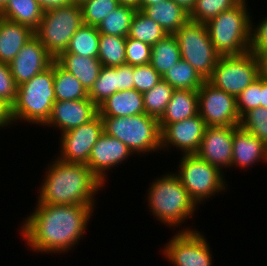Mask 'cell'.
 <instances>
[{"label":"cell","instance_id":"cell-24","mask_svg":"<svg viewBox=\"0 0 267 266\" xmlns=\"http://www.w3.org/2000/svg\"><path fill=\"white\" fill-rule=\"evenodd\" d=\"M141 12L158 23L167 34H175L189 20V13L173 0L144 7Z\"/></svg>","mask_w":267,"mask_h":266},{"label":"cell","instance_id":"cell-12","mask_svg":"<svg viewBox=\"0 0 267 266\" xmlns=\"http://www.w3.org/2000/svg\"><path fill=\"white\" fill-rule=\"evenodd\" d=\"M199 115L206 126L234 127L240 124L236 97L214 87L207 80L198 89Z\"/></svg>","mask_w":267,"mask_h":266},{"label":"cell","instance_id":"cell-8","mask_svg":"<svg viewBox=\"0 0 267 266\" xmlns=\"http://www.w3.org/2000/svg\"><path fill=\"white\" fill-rule=\"evenodd\" d=\"M83 24L81 7L73 3L45 11L34 36L56 58L68 48L72 36Z\"/></svg>","mask_w":267,"mask_h":266},{"label":"cell","instance_id":"cell-20","mask_svg":"<svg viewBox=\"0 0 267 266\" xmlns=\"http://www.w3.org/2000/svg\"><path fill=\"white\" fill-rule=\"evenodd\" d=\"M101 117H127L144 114L143 93L136 89L117 91L98 106Z\"/></svg>","mask_w":267,"mask_h":266},{"label":"cell","instance_id":"cell-28","mask_svg":"<svg viewBox=\"0 0 267 266\" xmlns=\"http://www.w3.org/2000/svg\"><path fill=\"white\" fill-rule=\"evenodd\" d=\"M162 80L167 82L174 89L196 90L206 81L188 62L181 59L169 69Z\"/></svg>","mask_w":267,"mask_h":266},{"label":"cell","instance_id":"cell-40","mask_svg":"<svg viewBox=\"0 0 267 266\" xmlns=\"http://www.w3.org/2000/svg\"><path fill=\"white\" fill-rule=\"evenodd\" d=\"M134 89L144 93L162 81V76L150 64L133 66Z\"/></svg>","mask_w":267,"mask_h":266},{"label":"cell","instance_id":"cell-21","mask_svg":"<svg viewBox=\"0 0 267 266\" xmlns=\"http://www.w3.org/2000/svg\"><path fill=\"white\" fill-rule=\"evenodd\" d=\"M33 36L30 27L3 18L0 21V62L10 64Z\"/></svg>","mask_w":267,"mask_h":266},{"label":"cell","instance_id":"cell-50","mask_svg":"<svg viewBox=\"0 0 267 266\" xmlns=\"http://www.w3.org/2000/svg\"><path fill=\"white\" fill-rule=\"evenodd\" d=\"M121 5H129L139 10V0H117Z\"/></svg>","mask_w":267,"mask_h":266},{"label":"cell","instance_id":"cell-47","mask_svg":"<svg viewBox=\"0 0 267 266\" xmlns=\"http://www.w3.org/2000/svg\"><path fill=\"white\" fill-rule=\"evenodd\" d=\"M260 106L267 108V80L261 77V97Z\"/></svg>","mask_w":267,"mask_h":266},{"label":"cell","instance_id":"cell-1","mask_svg":"<svg viewBox=\"0 0 267 266\" xmlns=\"http://www.w3.org/2000/svg\"><path fill=\"white\" fill-rule=\"evenodd\" d=\"M95 209L98 208L87 205L35 204L20 221L17 231L30 252L53 257L65 255L74 247L77 249L86 237Z\"/></svg>","mask_w":267,"mask_h":266},{"label":"cell","instance_id":"cell-18","mask_svg":"<svg viewBox=\"0 0 267 266\" xmlns=\"http://www.w3.org/2000/svg\"><path fill=\"white\" fill-rule=\"evenodd\" d=\"M54 60L55 58L33 36L9 65L14 81L20 86L50 67Z\"/></svg>","mask_w":267,"mask_h":266},{"label":"cell","instance_id":"cell-16","mask_svg":"<svg viewBox=\"0 0 267 266\" xmlns=\"http://www.w3.org/2000/svg\"><path fill=\"white\" fill-rule=\"evenodd\" d=\"M233 134L234 127L207 126L196 155L227 175L226 169H231Z\"/></svg>","mask_w":267,"mask_h":266},{"label":"cell","instance_id":"cell-5","mask_svg":"<svg viewBox=\"0 0 267 266\" xmlns=\"http://www.w3.org/2000/svg\"><path fill=\"white\" fill-rule=\"evenodd\" d=\"M249 0H241L205 23L217 54L237 56L250 51L251 8Z\"/></svg>","mask_w":267,"mask_h":266},{"label":"cell","instance_id":"cell-43","mask_svg":"<svg viewBox=\"0 0 267 266\" xmlns=\"http://www.w3.org/2000/svg\"><path fill=\"white\" fill-rule=\"evenodd\" d=\"M118 91L134 89L133 66L123 64L117 66Z\"/></svg>","mask_w":267,"mask_h":266},{"label":"cell","instance_id":"cell-53","mask_svg":"<svg viewBox=\"0 0 267 266\" xmlns=\"http://www.w3.org/2000/svg\"><path fill=\"white\" fill-rule=\"evenodd\" d=\"M3 19L2 10L0 9V21Z\"/></svg>","mask_w":267,"mask_h":266},{"label":"cell","instance_id":"cell-6","mask_svg":"<svg viewBox=\"0 0 267 266\" xmlns=\"http://www.w3.org/2000/svg\"><path fill=\"white\" fill-rule=\"evenodd\" d=\"M103 131L123 142L136 157L161 151V130L157 118L144 114L101 117ZM140 155V156H139Z\"/></svg>","mask_w":267,"mask_h":266},{"label":"cell","instance_id":"cell-23","mask_svg":"<svg viewBox=\"0 0 267 266\" xmlns=\"http://www.w3.org/2000/svg\"><path fill=\"white\" fill-rule=\"evenodd\" d=\"M55 61L66 71L73 74L87 92L99 76L102 64L98 58L79 56L74 53H60Z\"/></svg>","mask_w":267,"mask_h":266},{"label":"cell","instance_id":"cell-45","mask_svg":"<svg viewBox=\"0 0 267 266\" xmlns=\"http://www.w3.org/2000/svg\"><path fill=\"white\" fill-rule=\"evenodd\" d=\"M37 2L44 12L51 9L66 7L74 3L73 0H37Z\"/></svg>","mask_w":267,"mask_h":266},{"label":"cell","instance_id":"cell-52","mask_svg":"<svg viewBox=\"0 0 267 266\" xmlns=\"http://www.w3.org/2000/svg\"><path fill=\"white\" fill-rule=\"evenodd\" d=\"M75 4L80 5L86 0H73Z\"/></svg>","mask_w":267,"mask_h":266},{"label":"cell","instance_id":"cell-32","mask_svg":"<svg viewBox=\"0 0 267 266\" xmlns=\"http://www.w3.org/2000/svg\"><path fill=\"white\" fill-rule=\"evenodd\" d=\"M166 35V31L158 23L148 18L140 10H137L133 17L128 37L152 46Z\"/></svg>","mask_w":267,"mask_h":266},{"label":"cell","instance_id":"cell-48","mask_svg":"<svg viewBox=\"0 0 267 266\" xmlns=\"http://www.w3.org/2000/svg\"><path fill=\"white\" fill-rule=\"evenodd\" d=\"M176 4L181 6L188 13L193 9L196 0H173Z\"/></svg>","mask_w":267,"mask_h":266},{"label":"cell","instance_id":"cell-22","mask_svg":"<svg viewBox=\"0 0 267 266\" xmlns=\"http://www.w3.org/2000/svg\"><path fill=\"white\" fill-rule=\"evenodd\" d=\"M198 113V91L175 89L164 114L158 120L160 130L162 131L168 124L183 121Z\"/></svg>","mask_w":267,"mask_h":266},{"label":"cell","instance_id":"cell-10","mask_svg":"<svg viewBox=\"0 0 267 266\" xmlns=\"http://www.w3.org/2000/svg\"><path fill=\"white\" fill-rule=\"evenodd\" d=\"M260 76L258 57L250 51L237 56L219 57L207 79L214 87L238 97Z\"/></svg>","mask_w":267,"mask_h":266},{"label":"cell","instance_id":"cell-37","mask_svg":"<svg viewBox=\"0 0 267 266\" xmlns=\"http://www.w3.org/2000/svg\"><path fill=\"white\" fill-rule=\"evenodd\" d=\"M239 126L267 145V108L260 106L247 111L241 117Z\"/></svg>","mask_w":267,"mask_h":266},{"label":"cell","instance_id":"cell-13","mask_svg":"<svg viewBox=\"0 0 267 266\" xmlns=\"http://www.w3.org/2000/svg\"><path fill=\"white\" fill-rule=\"evenodd\" d=\"M103 132V122L98 114L89 122L60 134V147L55 156L62 161L87 165L92 147Z\"/></svg>","mask_w":267,"mask_h":266},{"label":"cell","instance_id":"cell-34","mask_svg":"<svg viewBox=\"0 0 267 266\" xmlns=\"http://www.w3.org/2000/svg\"><path fill=\"white\" fill-rule=\"evenodd\" d=\"M118 91V75L116 67L102 66L97 80L88 92V98L97 106Z\"/></svg>","mask_w":267,"mask_h":266},{"label":"cell","instance_id":"cell-30","mask_svg":"<svg viewBox=\"0 0 267 266\" xmlns=\"http://www.w3.org/2000/svg\"><path fill=\"white\" fill-rule=\"evenodd\" d=\"M99 38L97 27L83 24L72 36L68 48L62 53L98 58Z\"/></svg>","mask_w":267,"mask_h":266},{"label":"cell","instance_id":"cell-15","mask_svg":"<svg viewBox=\"0 0 267 266\" xmlns=\"http://www.w3.org/2000/svg\"><path fill=\"white\" fill-rule=\"evenodd\" d=\"M206 127L199 113L183 121L168 124L161 131V153L175 150L181 152L179 155L196 154Z\"/></svg>","mask_w":267,"mask_h":266},{"label":"cell","instance_id":"cell-33","mask_svg":"<svg viewBox=\"0 0 267 266\" xmlns=\"http://www.w3.org/2000/svg\"><path fill=\"white\" fill-rule=\"evenodd\" d=\"M175 89L165 81H160L151 90L143 93L145 113L158 120L164 114Z\"/></svg>","mask_w":267,"mask_h":266},{"label":"cell","instance_id":"cell-26","mask_svg":"<svg viewBox=\"0 0 267 266\" xmlns=\"http://www.w3.org/2000/svg\"><path fill=\"white\" fill-rule=\"evenodd\" d=\"M43 14L37 0H8L2 10L3 18L26 25L33 31L38 27Z\"/></svg>","mask_w":267,"mask_h":266},{"label":"cell","instance_id":"cell-49","mask_svg":"<svg viewBox=\"0 0 267 266\" xmlns=\"http://www.w3.org/2000/svg\"><path fill=\"white\" fill-rule=\"evenodd\" d=\"M161 1L164 0H139V10L141 11L144 7L160 3Z\"/></svg>","mask_w":267,"mask_h":266},{"label":"cell","instance_id":"cell-27","mask_svg":"<svg viewBox=\"0 0 267 266\" xmlns=\"http://www.w3.org/2000/svg\"><path fill=\"white\" fill-rule=\"evenodd\" d=\"M55 101H70L88 98V92L70 72L53 61Z\"/></svg>","mask_w":267,"mask_h":266},{"label":"cell","instance_id":"cell-39","mask_svg":"<svg viewBox=\"0 0 267 266\" xmlns=\"http://www.w3.org/2000/svg\"><path fill=\"white\" fill-rule=\"evenodd\" d=\"M261 76L244 89L236 98L237 110L242 117L247 111L260 107Z\"/></svg>","mask_w":267,"mask_h":266},{"label":"cell","instance_id":"cell-36","mask_svg":"<svg viewBox=\"0 0 267 266\" xmlns=\"http://www.w3.org/2000/svg\"><path fill=\"white\" fill-rule=\"evenodd\" d=\"M119 5L117 0H86L80 4L83 23L97 27Z\"/></svg>","mask_w":267,"mask_h":266},{"label":"cell","instance_id":"cell-51","mask_svg":"<svg viewBox=\"0 0 267 266\" xmlns=\"http://www.w3.org/2000/svg\"><path fill=\"white\" fill-rule=\"evenodd\" d=\"M8 0H0V9L3 10L5 5L7 4Z\"/></svg>","mask_w":267,"mask_h":266},{"label":"cell","instance_id":"cell-46","mask_svg":"<svg viewBox=\"0 0 267 266\" xmlns=\"http://www.w3.org/2000/svg\"><path fill=\"white\" fill-rule=\"evenodd\" d=\"M260 76L267 80V50H263L258 56Z\"/></svg>","mask_w":267,"mask_h":266},{"label":"cell","instance_id":"cell-7","mask_svg":"<svg viewBox=\"0 0 267 266\" xmlns=\"http://www.w3.org/2000/svg\"><path fill=\"white\" fill-rule=\"evenodd\" d=\"M173 172L179 177L190 198L200 208L219 194L228 192L225 173L199 158L196 154L180 155Z\"/></svg>","mask_w":267,"mask_h":266},{"label":"cell","instance_id":"cell-38","mask_svg":"<svg viewBox=\"0 0 267 266\" xmlns=\"http://www.w3.org/2000/svg\"><path fill=\"white\" fill-rule=\"evenodd\" d=\"M151 46L137 39L126 37V64L140 66L150 63Z\"/></svg>","mask_w":267,"mask_h":266},{"label":"cell","instance_id":"cell-4","mask_svg":"<svg viewBox=\"0 0 267 266\" xmlns=\"http://www.w3.org/2000/svg\"><path fill=\"white\" fill-rule=\"evenodd\" d=\"M55 102L53 62L43 72L18 86L10 108L13 125L30 124L42 127L50 117ZM20 123V124H19Z\"/></svg>","mask_w":267,"mask_h":266},{"label":"cell","instance_id":"cell-35","mask_svg":"<svg viewBox=\"0 0 267 266\" xmlns=\"http://www.w3.org/2000/svg\"><path fill=\"white\" fill-rule=\"evenodd\" d=\"M241 0H196L189 13V20L198 23H207L221 12L236 6Z\"/></svg>","mask_w":267,"mask_h":266},{"label":"cell","instance_id":"cell-14","mask_svg":"<svg viewBox=\"0 0 267 266\" xmlns=\"http://www.w3.org/2000/svg\"><path fill=\"white\" fill-rule=\"evenodd\" d=\"M132 156L136 157L123 142L103 132L92 147L87 167L106 187L113 170L122 163L124 165Z\"/></svg>","mask_w":267,"mask_h":266},{"label":"cell","instance_id":"cell-17","mask_svg":"<svg viewBox=\"0 0 267 266\" xmlns=\"http://www.w3.org/2000/svg\"><path fill=\"white\" fill-rule=\"evenodd\" d=\"M99 114L98 106L89 98L55 101L49 119L43 125L45 129H53L58 134L67 132L73 128L89 122ZM45 126V127H44Z\"/></svg>","mask_w":267,"mask_h":266},{"label":"cell","instance_id":"cell-25","mask_svg":"<svg viewBox=\"0 0 267 266\" xmlns=\"http://www.w3.org/2000/svg\"><path fill=\"white\" fill-rule=\"evenodd\" d=\"M181 60V52L174 34H167L164 38L151 46L150 65L163 76L169 69Z\"/></svg>","mask_w":267,"mask_h":266},{"label":"cell","instance_id":"cell-44","mask_svg":"<svg viewBox=\"0 0 267 266\" xmlns=\"http://www.w3.org/2000/svg\"><path fill=\"white\" fill-rule=\"evenodd\" d=\"M11 125L10 107L0 99V130L9 129Z\"/></svg>","mask_w":267,"mask_h":266},{"label":"cell","instance_id":"cell-9","mask_svg":"<svg viewBox=\"0 0 267 266\" xmlns=\"http://www.w3.org/2000/svg\"><path fill=\"white\" fill-rule=\"evenodd\" d=\"M174 35L178 41L181 59L207 80L220 56L210 40L206 25L188 20Z\"/></svg>","mask_w":267,"mask_h":266},{"label":"cell","instance_id":"cell-11","mask_svg":"<svg viewBox=\"0 0 267 266\" xmlns=\"http://www.w3.org/2000/svg\"><path fill=\"white\" fill-rule=\"evenodd\" d=\"M204 231H179L160 250L173 266H213V252Z\"/></svg>","mask_w":267,"mask_h":266},{"label":"cell","instance_id":"cell-29","mask_svg":"<svg viewBox=\"0 0 267 266\" xmlns=\"http://www.w3.org/2000/svg\"><path fill=\"white\" fill-rule=\"evenodd\" d=\"M137 10L135 7L120 4L97 26L99 33L127 37Z\"/></svg>","mask_w":267,"mask_h":266},{"label":"cell","instance_id":"cell-41","mask_svg":"<svg viewBox=\"0 0 267 266\" xmlns=\"http://www.w3.org/2000/svg\"><path fill=\"white\" fill-rule=\"evenodd\" d=\"M18 86L11 74L10 65L0 62V99L10 108L17 96Z\"/></svg>","mask_w":267,"mask_h":266},{"label":"cell","instance_id":"cell-3","mask_svg":"<svg viewBox=\"0 0 267 266\" xmlns=\"http://www.w3.org/2000/svg\"><path fill=\"white\" fill-rule=\"evenodd\" d=\"M159 176L156 179L154 177L149 183L144 197L147 203L146 210L148 208L150 216H153L159 224L171 228V232L197 230L196 226L187 227L185 223L190 221V218L193 222L200 208L190 198L179 177L172 170Z\"/></svg>","mask_w":267,"mask_h":266},{"label":"cell","instance_id":"cell-42","mask_svg":"<svg viewBox=\"0 0 267 266\" xmlns=\"http://www.w3.org/2000/svg\"><path fill=\"white\" fill-rule=\"evenodd\" d=\"M253 18L252 15L250 52L258 56L263 50H267V15L256 23Z\"/></svg>","mask_w":267,"mask_h":266},{"label":"cell","instance_id":"cell-31","mask_svg":"<svg viewBox=\"0 0 267 266\" xmlns=\"http://www.w3.org/2000/svg\"><path fill=\"white\" fill-rule=\"evenodd\" d=\"M98 59L106 67L126 64V37L100 34Z\"/></svg>","mask_w":267,"mask_h":266},{"label":"cell","instance_id":"cell-19","mask_svg":"<svg viewBox=\"0 0 267 266\" xmlns=\"http://www.w3.org/2000/svg\"><path fill=\"white\" fill-rule=\"evenodd\" d=\"M259 163L267 166V145L240 126H234L231 168L246 172Z\"/></svg>","mask_w":267,"mask_h":266},{"label":"cell","instance_id":"cell-2","mask_svg":"<svg viewBox=\"0 0 267 266\" xmlns=\"http://www.w3.org/2000/svg\"><path fill=\"white\" fill-rule=\"evenodd\" d=\"M48 163L34 204L96 206L97 195L105 186L87 165L62 161L55 155Z\"/></svg>","mask_w":267,"mask_h":266}]
</instances>
